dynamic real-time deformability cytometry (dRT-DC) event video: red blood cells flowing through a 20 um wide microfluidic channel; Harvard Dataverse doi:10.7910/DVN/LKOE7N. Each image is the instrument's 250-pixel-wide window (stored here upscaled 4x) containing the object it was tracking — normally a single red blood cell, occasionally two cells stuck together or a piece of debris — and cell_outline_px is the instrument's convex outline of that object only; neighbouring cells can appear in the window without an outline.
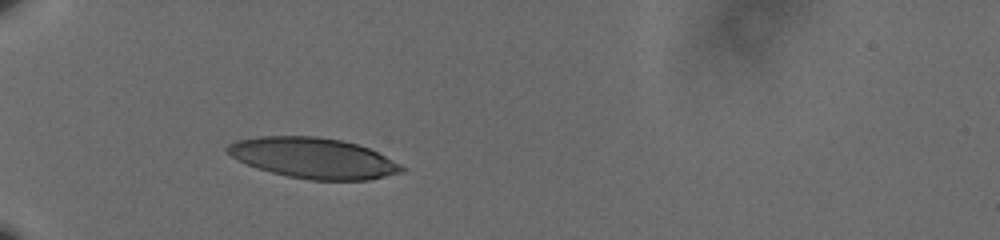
{"species": "human", "species_latin": "Homo sapiens", "temperature_condition": "cold", "stored_images_in_passage": 24, "camera_frame_rate_fps": 3000, "um_per_image_px": 0.085, "donor": {"sex": "male"}, "frame": {"image": 1, "passage_image": 1, "time_ms": 0.0, "image_size_px": [1000, 240], "cell_outline_px": [[404, 168], [400, 172], [368, 180], [308, 180], [288, 176], [272, 172], [248, 164], [232, 156], [224, 148], [228, 144], [236, 140], [260, 136], [316, 136], [340, 140], [356, 144], [368, 148], [400, 164]], "centroid_in_image_um": [26.6, 13.43], "position_along_channel_um": 58.4, "area_um2": 40.63}}
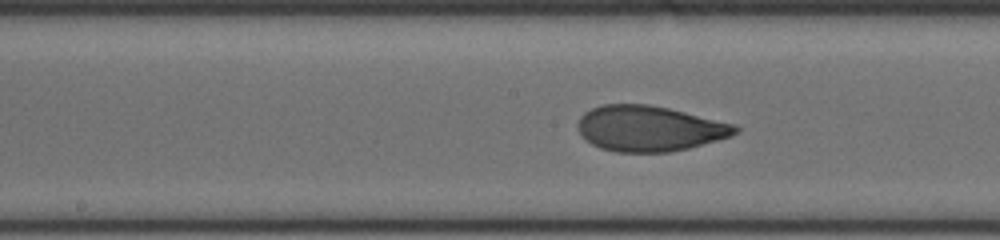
{"frame": {"image": 2, "passage_image": 14, "time_ms": 4.333, "image_size_px": [1000, 240], "cell_outline_px": [[740, 132], [732, 136], [688, 148], [668, 152], [616, 152], [600, 148], [584, 140], [576, 128], [576, 124], [580, 116], [584, 112], [592, 108], [604, 104], [648, 104], [668, 108], [736, 124], [740, 128]], "centroid_in_image_um": [55.18, 10.92], "position_along_channel_um": 193.0, "area_um2": 42.08}}
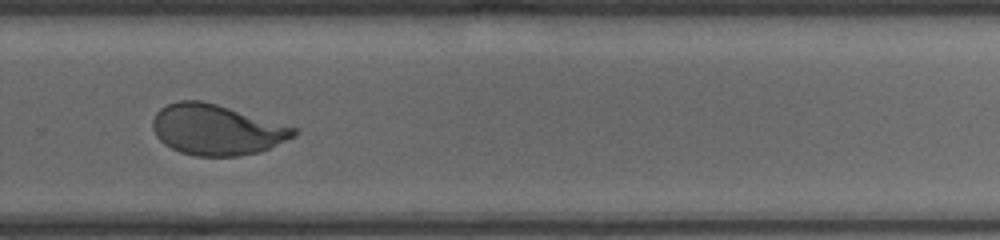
{"frame": {"image": 3, "passage_image": 24, "time_ms": 7.667, "image_size_px": [1000, 240], "cell_outline_px": [[296, 136], [260, 152], [240, 156], [196, 156], [180, 152], [164, 144], [156, 136], [152, 128], [152, 120], [156, 112], [160, 108], [168, 104], [180, 100], [200, 100], [216, 104], [296, 128]], "centroid_in_image_um": [18.37, 11.03], "position_along_channel_um": 311.4, "area_um2": 41.33}}